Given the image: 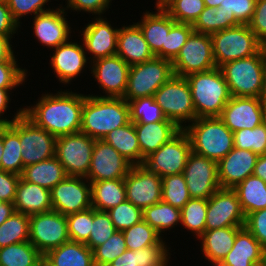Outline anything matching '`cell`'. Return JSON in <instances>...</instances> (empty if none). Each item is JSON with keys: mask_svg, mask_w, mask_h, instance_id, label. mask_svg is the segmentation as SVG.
Returning a JSON list of instances; mask_svg holds the SVG:
<instances>
[{"mask_svg": "<svg viewBox=\"0 0 266 266\" xmlns=\"http://www.w3.org/2000/svg\"><path fill=\"white\" fill-rule=\"evenodd\" d=\"M191 124L183 130L193 153L218 163L234 148V134L220 117H200Z\"/></svg>", "mask_w": 266, "mask_h": 266, "instance_id": "obj_4", "label": "cell"}, {"mask_svg": "<svg viewBox=\"0 0 266 266\" xmlns=\"http://www.w3.org/2000/svg\"><path fill=\"white\" fill-rule=\"evenodd\" d=\"M124 184L126 200L142 210L162 201V178L144 165H132Z\"/></svg>", "mask_w": 266, "mask_h": 266, "instance_id": "obj_15", "label": "cell"}, {"mask_svg": "<svg viewBox=\"0 0 266 266\" xmlns=\"http://www.w3.org/2000/svg\"><path fill=\"white\" fill-rule=\"evenodd\" d=\"M116 231L107 211H98L93 208V223H91L89 239L85 244L93 251L105 243Z\"/></svg>", "mask_w": 266, "mask_h": 266, "instance_id": "obj_47", "label": "cell"}, {"mask_svg": "<svg viewBox=\"0 0 266 266\" xmlns=\"http://www.w3.org/2000/svg\"><path fill=\"white\" fill-rule=\"evenodd\" d=\"M157 13L146 12L142 21L135 23L155 57L166 59V35L176 21L156 2Z\"/></svg>", "mask_w": 266, "mask_h": 266, "instance_id": "obj_22", "label": "cell"}, {"mask_svg": "<svg viewBox=\"0 0 266 266\" xmlns=\"http://www.w3.org/2000/svg\"><path fill=\"white\" fill-rule=\"evenodd\" d=\"M248 26L266 46V0H256L255 10Z\"/></svg>", "mask_w": 266, "mask_h": 266, "instance_id": "obj_56", "label": "cell"}, {"mask_svg": "<svg viewBox=\"0 0 266 266\" xmlns=\"http://www.w3.org/2000/svg\"><path fill=\"white\" fill-rule=\"evenodd\" d=\"M220 118L233 133L253 129L266 121V104L262 98L231 97Z\"/></svg>", "mask_w": 266, "mask_h": 266, "instance_id": "obj_18", "label": "cell"}, {"mask_svg": "<svg viewBox=\"0 0 266 266\" xmlns=\"http://www.w3.org/2000/svg\"><path fill=\"white\" fill-rule=\"evenodd\" d=\"M129 122V105L124 98L84 95L80 132L103 140L109 132Z\"/></svg>", "mask_w": 266, "mask_h": 266, "instance_id": "obj_2", "label": "cell"}, {"mask_svg": "<svg viewBox=\"0 0 266 266\" xmlns=\"http://www.w3.org/2000/svg\"><path fill=\"white\" fill-rule=\"evenodd\" d=\"M116 54L129 66L152 60L155 57L141 29L136 24L119 29Z\"/></svg>", "mask_w": 266, "mask_h": 266, "instance_id": "obj_26", "label": "cell"}, {"mask_svg": "<svg viewBox=\"0 0 266 266\" xmlns=\"http://www.w3.org/2000/svg\"><path fill=\"white\" fill-rule=\"evenodd\" d=\"M205 6L218 8L223 0H204Z\"/></svg>", "mask_w": 266, "mask_h": 266, "instance_id": "obj_66", "label": "cell"}, {"mask_svg": "<svg viewBox=\"0 0 266 266\" xmlns=\"http://www.w3.org/2000/svg\"><path fill=\"white\" fill-rule=\"evenodd\" d=\"M172 65L174 75L181 77L216 68L211 36L193 31Z\"/></svg>", "mask_w": 266, "mask_h": 266, "instance_id": "obj_11", "label": "cell"}, {"mask_svg": "<svg viewBox=\"0 0 266 266\" xmlns=\"http://www.w3.org/2000/svg\"><path fill=\"white\" fill-rule=\"evenodd\" d=\"M111 0H68L67 6L68 8H73L75 11H87L94 14L101 15L104 10H106L109 6Z\"/></svg>", "mask_w": 266, "mask_h": 266, "instance_id": "obj_59", "label": "cell"}, {"mask_svg": "<svg viewBox=\"0 0 266 266\" xmlns=\"http://www.w3.org/2000/svg\"><path fill=\"white\" fill-rule=\"evenodd\" d=\"M143 220L161 235L165 229H171L178 222L181 223V211L164 201H159L143 210Z\"/></svg>", "mask_w": 266, "mask_h": 266, "instance_id": "obj_39", "label": "cell"}, {"mask_svg": "<svg viewBox=\"0 0 266 266\" xmlns=\"http://www.w3.org/2000/svg\"><path fill=\"white\" fill-rule=\"evenodd\" d=\"M265 249L258 240L243 227L236 235L232 249L218 266L263 265Z\"/></svg>", "mask_w": 266, "mask_h": 266, "instance_id": "obj_27", "label": "cell"}, {"mask_svg": "<svg viewBox=\"0 0 266 266\" xmlns=\"http://www.w3.org/2000/svg\"><path fill=\"white\" fill-rule=\"evenodd\" d=\"M36 266H47L45 261L42 259Z\"/></svg>", "mask_w": 266, "mask_h": 266, "instance_id": "obj_69", "label": "cell"}, {"mask_svg": "<svg viewBox=\"0 0 266 266\" xmlns=\"http://www.w3.org/2000/svg\"><path fill=\"white\" fill-rule=\"evenodd\" d=\"M19 140L24 167L56 155L57 137L37 126L24 113L19 116Z\"/></svg>", "mask_w": 266, "mask_h": 266, "instance_id": "obj_13", "label": "cell"}, {"mask_svg": "<svg viewBox=\"0 0 266 266\" xmlns=\"http://www.w3.org/2000/svg\"><path fill=\"white\" fill-rule=\"evenodd\" d=\"M83 104L82 94L58 92L42 95L35 106L23 108V113L37 126L59 137L80 132Z\"/></svg>", "mask_w": 266, "mask_h": 266, "instance_id": "obj_1", "label": "cell"}, {"mask_svg": "<svg viewBox=\"0 0 266 266\" xmlns=\"http://www.w3.org/2000/svg\"><path fill=\"white\" fill-rule=\"evenodd\" d=\"M10 37L0 35V61H9L13 56Z\"/></svg>", "mask_w": 266, "mask_h": 266, "instance_id": "obj_63", "label": "cell"}, {"mask_svg": "<svg viewBox=\"0 0 266 266\" xmlns=\"http://www.w3.org/2000/svg\"><path fill=\"white\" fill-rule=\"evenodd\" d=\"M127 102L130 121L134 124H149L166 119L154 96L137 98Z\"/></svg>", "mask_w": 266, "mask_h": 266, "instance_id": "obj_42", "label": "cell"}, {"mask_svg": "<svg viewBox=\"0 0 266 266\" xmlns=\"http://www.w3.org/2000/svg\"><path fill=\"white\" fill-rule=\"evenodd\" d=\"M244 227L266 250V208L248 214L245 218Z\"/></svg>", "mask_w": 266, "mask_h": 266, "instance_id": "obj_55", "label": "cell"}, {"mask_svg": "<svg viewBox=\"0 0 266 266\" xmlns=\"http://www.w3.org/2000/svg\"><path fill=\"white\" fill-rule=\"evenodd\" d=\"M258 155L249 150L233 148L218 162V178L221 188L233 189L253 175Z\"/></svg>", "mask_w": 266, "mask_h": 266, "instance_id": "obj_21", "label": "cell"}, {"mask_svg": "<svg viewBox=\"0 0 266 266\" xmlns=\"http://www.w3.org/2000/svg\"><path fill=\"white\" fill-rule=\"evenodd\" d=\"M127 250L122 231H116L105 243L93 250L95 266H108Z\"/></svg>", "mask_w": 266, "mask_h": 266, "instance_id": "obj_48", "label": "cell"}, {"mask_svg": "<svg viewBox=\"0 0 266 266\" xmlns=\"http://www.w3.org/2000/svg\"><path fill=\"white\" fill-rule=\"evenodd\" d=\"M64 10L58 8L34 16V33L40 43L56 48L69 40L70 27Z\"/></svg>", "mask_w": 266, "mask_h": 266, "instance_id": "obj_24", "label": "cell"}, {"mask_svg": "<svg viewBox=\"0 0 266 266\" xmlns=\"http://www.w3.org/2000/svg\"><path fill=\"white\" fill-rule=\"evenodd\" d=\"M176 22L193 24L205 9L204 0H160L157 2Z\"/></svg>", "mask_w": 266, "mask_h": 266, "instance_id": "obj_41", "label": "cell"}, {"mask_svg": "<svg viewBox=\"0 0 266 266\" xmlns=\"http://www.w3.org/2000/svg\"><path fill=\"white\" fill-rule=\"evenodd\" d=\"M166 245H150L138 250H126L108 266H163L168 263Z\"/></svg>", "mask_w": 266, "mask_h": 266, "instance_id": "obj_36", "label": "cell"}, {"mask_svg": "<svg viewBox=\"0 0 266 266\" xmlns=\"http://www.w3.org/2000/svg\"><path fill=\"white\" fill-rule=\"evenodd\" d=\"M4 152V146L2 142V127L0 128V169H1V160Z\"/></svg>", "mask_w": 266, "mask_h": 266, "instance_id": "obj_68", "label": "cell"}, {"mask_svg": "<svg viewBox=\"0 0 266 266\" xmlns=\"http://www.w3.org/2000/svg\"><path fill=\"white\" fill-rule=\"evenodd\" d=\"M243 227H224L205 230L199 237L202 240V252L204 256L218 266L232 249L237 233Z\"/></svg>", "mask_w": 266, "mask_h": 266, "instance_id": "obj_31", "label": "cell"}, {"mask_svg": "<svg viewBox=\"0 0 266 266\" xmlns=\"http://www.w3.org/2000/svg\"><path fill=\"white\" fill-rule=\"evenodd\" d=\"M107 213L117 231H123L143 220V210L128 200L110 208Z\"/></svg>", "mask_w": 266, "mask_h": 266, "instance_id": "obj_49", "label": "cell"}, {"mask_svg": "<svg viewBox=\"0 0 266 266\" xmlns=\"http://www.w3.org/2000/svg\"><path fill=\"white\" fill-rule=\"evenodd\" d=\"M194 31L192 24L176 22L166 35V59L173 61Z\"/></svg>", "mask_w": 266, "mask_h": 266, "instance_id": "obj_51", "label": "cell"}, {"mask_svg": "<svg viewBox=\"0 0 266 266\" xmlns=\"http://www.w3.org/2000/svg\"><path fill=\"white\" fill-rule=\"evenodd\" d=\"M15 56L9 61H0V89H13L25 80L26 69L18 67Z\"/></svg>", "mask_w": 266, "mask_h": 266, "instance_id": "obj_53", "label": "cell"}, {"mask_svg": "<svg viewBox=\"0 0 266 266\" xmlns=\"http://www.w3.org/2000/svg\"><path fill=\"white\" fill-rule=\"evenodd\" d=\"M118 32L119 29L111 27L101 16L85 27L82 32L83 45L85 50L94 54L93 61L116 54Z\"/></svg>", "mask_w": 266, "mask_h": 266, "instance_id": "obj_23", "label": "cell"}, {"mask_svg": "<svg viewBox=\"0 0 266 266\" xmlns=\"http://www.w3.org/2000/svg\"><path fill=\"white\" fill-rule=\"evenodd\" d=\"M190 199L183 173L162 177V201L181 210Z\"/></svg>", "mask_w": 266, "mask_h": 266, "instance_id": "obj_45", "label": "cell"}, {"mask_svg": "<svg viewBox=\"0 0 266 266\" xmlns=\"http://www.w3.org/2000/svg\"><path fill=\"white\" fill-rule=\"evenodd\" d=\"M141 156L145 159L163 144L169 142L182 129L167 118L149 124H134Z\"/></svg>", "mask_w": 266, "mask_h": 266, "instance_id": "obj_28", "label": "cell"}, {"mask_svg": "<svg viewBox=\"0 0 266 266\" xmlns=\"http://www.w3.org/2000/svg\"><path fill=\"white\" fill-rule=\"evenodd\" d=\"M208 199L191 198L181 211V224L196 233L197 238L205 232Z\"/></svg>", "mask_w": 266, "mask_h": 266, "instance_id": "obj_43", "label": "cell"}, {"mask_svg": "<svg viewBox=\"0 0 266 266\" xmlns=\"http://www.w3.org/2000/svg\"><path fill=\"white\" fill-rule=\"evenodd\" d=\"M261 98L266 100V60H265V68H264V86Z\"/></svg>", "mask_w": 266, "mask_h": 266, "instance_id": "obj_67", "label": "cell"}, {"mask_svg": "<svg viewBox=\"0 0 266 266\" xmlns=\"http://www.w3.org/2000/svg\"><path fill=\"white\" fill-rule=\"evenodd\" d=\"M172 61L154 57L152 60L130 66L127 88L124 94L126 101L154 96L155 92L172 76Z\"/></svg>", "mask_w": 266, "mask_h": 266, "instance_id": "obj_7", "label": "cell"}, {"mask_svg": "<svg viewBox=\"0 0 266 266\" xmlns=\"http://www.w3.org/2000/svg\"><path fill=\"white\" fill-rule=\"evenodd\" d=\"M245 218L236 192L220 188L208 199L205 230L244 227Z\"/></svg>", "mask_w": 266, "mask_h": 266, "instance_id": "obj_14", "label": "cell"}, {"mask_svg": "<svg viewBox=\"0 0 266 266\" xmlns=\"http://www.w3.org/2000/svg\"><path fill=\"white\" fill-rule=\"evenodd\" d=\"M103 140L132 165H143L145 159L141 156L134 123L131 121L109 132Z\"/></svg>", "mask_w": 266, "mask_h": 266, "instance_id": "obj_33", "label": "cell"}, {"mask_svg": "<svg viewBox=\"0 0 266 266\" xmlns=\"http://www.w3.org/2000/svg\"><path fill=\"white\" fill-rule=\"evenodd\" d=\"M18 26L20 25L14 20L7 2L0 1V35L12 38L11 35L16 33Z\"/></svg>", "mask_w": 266, "mask_h": 266, "instance_id": "obj_60", "label": "cell"}, {"mask_svg": "<svg viewBox=\"0 0 266 266\" xmlns=\"http://www.w3.org/2000/svg\"><path fill=\"white\" fill-rule=\"evenodd\" d=\"M70 240L85 243L93 223V207L66 216Z\"/></svg>", "mask_w": 266, "mask_h": 266, "instance_id": "obj_50", "label": "cell"}, {"mask_svg": "<svg viewBox=\"0 0 266 266\" xmlns=\"http://www.w3.org/2000/svg\"><path fill=\"white\" fill-rule=\"evenodd\" d=\"M43 255L29 242L0 248V266H36Z\"/></svg>", "mask_w": 266, "mask_h": 266, "instance_id": "obj_38", "label": "cell"}, {"mask_svg": "<svg viewBox=\"0 0 266 266\" xmlns=\"http://www.w3.org/2000/svg\"><path fill=\"white\" fill-rule=\"evenodd\" d=\"M266 46L252 56L224 63L219 68L231 97L261 98L264 86Z\"/></svg>", "mask_w": 266, "mask_h": 266, "instance_id": "obj_5", "label": "cell"}, {"mask_svg": "<svg viewBox=\"0 0 266 266\" xmlns=\"http://www.w3.org/2000/svg\"><path fill=\"white\" fill-rule=\"evenodd\" d=\"M10 89H0V116L1 114H4L3 112L6 111L7 109V105L9 103V95H8V91ZM23 113V109H20L19 112L17 111L16 115L14 116V118L12 120H7V119H1L0 118V122L3 124H9L12 121L16 120L21 114Z\"/></svg>", "mask_w": 266, "mask_h": 266, "instance_id": "obj_62", "label": "cell"}, {"mask_svg": "<svg viewBox=\"0 0 266 266\" xmlns=\"http://www.w3.org/2000/svg\"><path fill=\"white\" fill-rule=\"evenodd\" d=\"M253 175L266 182V154L258 156Z\"/></svg>", "mask_w": 266, "mask_h": 266, "instance_id": "obj_64", "label": "cell"}, {"mask_svg": "<svg viewBox=\"0 0 266 266\" xmlns=\"http://www.w3.org/2000/svg\"><path fill=\"white\" fill-rule=\"evenodd\" d=\"M183 176L191 198L209 199L221 188L218 163L193 152L188 157Z\"/></svg>", "mask_w": 266, "mask_h": 266, "instance_id": "obj_16", "label": "cell"}, {"mask_svg": "<svg viewBox=\"0 0 266 266\" xmlns=\"http://www.w3.org/2000/svg\"><path fill=\"white\" fill-rule=\"evenodd\" d=\"M192 153L191 141L182 129L169 142L145 158L143 165L161 178L183 173L189 155Z\"/></svg>", "mask_w": 266, "mask_h": 266, "instance_id": "obj_12", "label": "cell"}, {"mask_svg": "<svg viewBox=\"0 0 266 266\" xmlns=\"http://www.w3.org/2000/svg\"><path fill=\"white\" fill-rule=\"evenodd\" d=\"M95 139L82 132L57 137L56 157L67 176L88 175Z\"/></svg>", "mask_w": 266, "mask_h": 266, "instance_id": "obj_10", "label": "cell"}, {"mask_svg": "<svg viewBox=\"0 0 266 266\" xmlns=\"http://www.w3.org/2000/svg\"><path fill=\"white\" fill-rule=\"evenodd\" d=\"M196 118L220 117L231 98L228 84L219 67L187 75Z\"/></svg>", "mask_w": 266, "mask_h": 266, "instance_id": "obj_3", "label": "cell"}, {"mask_svg": "<svg viewBox=\"0 0 266 266\" xmlns=\"http://www.w3.org/2000/svg\"><path fill=\"white\" fill-rule=\"evenodd\" d=\"M233 190L241 203L243 212L248 214L266 208V182L254 175L248 176Z\"/></svg>", "mask_w": 266, "mask_h": 266, "instance_id": "obj_37", "label": "cell"}, {"mask_svg": "<svg viewBox=\"0 0 266 266\" xmlns=\"http://www.w3.org/2000/svg\"><path fill=\"white\" fill-rule=\"evenodd\" d=\"M165 117L184 129L182 122L196 119L191 89L185 77L173 75L154 94Z\"/></svg>", "mask_w": 266, "mask_h": 266, "instance_id": "obj_8", "label": "cell"}, {"mask_svg": "<svg viewBox=\"0 0 266 266\" xmlns=\"http://www.w3.org/2000/svg\"><path fill=\"white\" fill-rule=\"evenodd\" d=\"M29 241V215L14 212L0 225V248Z\"/></svg>", "mask_w": 266, "mask_h": 266, "instance_id": "obj_40", "label": "cell"}, {"mask_svg": "<svg viewBox=\"0 0 266 266\" xmlns=\"http://www.w3.org/2000/svg\"><path fill=\"white\" fill-rule=\"evenodd\" d=\"M47 266H95L93 251L82 242L69 240L43 256Z\"/></svg>", "mask_w": 266, "mask_h": 266, "instance_id": "obj_30", "label": "cell"}, {"mask_svg": "<svg viewBox=\"0 0 266 266\" xmlns=\"http://www.w3.org/2000/svg\"><path fill=\"white\" fill-rule=\"evenodd\" d=\"M21 177L31 183L51 190L63 181L67 174L56 156L24 167Z\"/></svg>", "mask_w": 266, "mask_h": 266, "instance_id": "obj_32", "label": "cell"}, {"mask_svg": "<svg viewBox=\"0 0 266 266\" xmlns=\"http://www.w3.org/2000/svg\"><path fill=\"white\" fill-rule=\"evenodd\" d=\"M132 164L104 140H95L91 165L85 177L90 183L124 179Z\"/></svg>", "mask_w": 266, "mask_h": 266, "instance_id": "obj_19", "label": "cell"}, {"mask_svg": "<svg viewBox=\"0 0 266 266\" xmlns=\"http://www.w3.org/2000/svg\"><path fill=\"white\" fill-rule=\"evenodd\" d=\"M122 232L128 250L135 251L150 245H160L163 242L160 234L144 220Z\"/></svg>", "mask_w": 266, "mask_h": 266, "instance_id": "obj_44", "label": "cell"}, {"mask_svg": "<svg viewBox=\"0 0 266 266\" xmlns=\"http://www.w3.org/2000/svg\"><path fill=\"white\" fill-rule=\"evenodd\" d=\"M216 67L259 53L265 46L248 25H239L210 35Z\"/></svg>", "mask_w": 266, "mask_h": 266, "instance_id": "obj_6", "label": "cell"}, {"mask_svg": "<svg viewBox=\"0 0 266 266\" xmlns=\"http://www.w3.org/2000/svg\"><path fill=\"white\" fill-rule=\"evenodd\" d=\"M69 240L65 215L51 210L29 216V242L43 256Z\"/></svg>", "mask_w": 266, "mask_h": 266, "instance_id": "obj_9", "label": "cell"}, {"mask_svg": "<svg viewBox=\"0 0 266 266\" xmlns=\"http://www.w3.org/2000/svg\"><path fill=\"white\" fill-rule=\"evenodd\" d=\"M233 134L235 148L252 151L258 156L266 154V121L253 129H242Z\"/></svg>", "mask_w": 266, "mask_h": 266, "instance_id": "obj_46", "label": "cell"}, {"mask_svg": "<svg viewBox=\"0 0 266 266\" xmlns=\"http://www.w3.org/2000/svg\"><path fill=\"white\" fill-rule=\"evenodd\" d=\"M2 142L4 152L1 160V170L22 174L24 166L21 154V143L19 140V117L9 124L2 125Z\"/></svg>", "mask_w": 266, "mask_h": 266, "instance_id": "obj_34", "label": "cell"}, {"mask_svg": "<svg viewBox=\"0 0 266 266\" xmlns=\"http://www.w3.org/2000/svg\"><path fill=\"white\" fill-rule=\"evenodd\" d=\"M83 46L67 41L53 48L55 51L51 58V66L60 82L67 84L81 73L88 59Z\"/></svg>", "mask_w": 266, "mask_h": 266, "instance_id": "obj_25", "label": "cell"}, {"mask_svg": "<svg viewBox=\"0 0 266 266\" xmlns=\"http://www.w3.org/2000/svg\"><path fill=\"white\" fill-rule=\"evenodd\" d=\"M20 175L0 169V201L14 203Z\"/></svg>", "mask_w": 266, "mask_h": 266, "instance_id": "obj_58", "label": "cell"}, {"mask_svg": "<svg viewBox=\"0 0 266 266\" xmlns=\"http://www.w3.org/2000/svg\"><path fill=\"white\" fill-rule=\"evenodd\" d=\"M49 0H8L7 5L12 13L14 20L19 23V18L27 14H37L51 10L43 8Z\"/></svg>", "mask_w": 266, "mask_h": 266, "instance_id": "obj_54", "label": "cell"}, {"mask_svg": "<svg viewBox=\"0 0 266 266\" xmlns=\"http://www.w3.org/2000/svg\"><path fill=\"white\" fill-rule=\"evenodd\" d=\"M13 204L16 212L24 213L29 216L51 211L50 190L28 182L20 177Z\"/></svg>", "mask_w": 266, "mask_h": 266, "instance_id": "obj_29", "label": "cell"}, {"mask_svg": "<svg viewBox=\"0 0 266 266\" xmlns=\"http://www.w3.org/2000/svg\"><path fill=\"white\" fill-rule=\"evenodd\" d=\"M266 266V250L264 251L263 265Z\"/></svg>", "mask_w": 266, "mask_h": 266, "instance_id": "obj_70", "label": "cell"}, {"mask_svg": "<svg viewBox=\"0 0 266 266\" xmlns=\"http://www.w3.org/2000/svg\"><path fill=\"white\" fill-rule=\"evenodd\" d=\"M15 212L13 203L0 201V225Z\"/></svg>", "mask_w": 266, "mask_h": 266, "instance_id": "obj_65", "label": "cell"}, {"mask_svg": "<svg viewBox=\"0 0 266 266\" xmlns=\"http://www.w3.org/2000/svg\"><path fill=\"white\" fill-rule=\"evenodd\" d=\"M256 0H223L220 12L234 14L240 25H248L255 10Z\"/></svg>", "mask_w": 266, "mask_h": 266, "instance_id": "obj_52", "label": "cell"}, {"mask_svg": "<svg viewBox=\"0 0 266 266\" xmlns=\"http://www.w3.org/2000/svg\"><path fill=\"white\" fill-rule=\"evenodd\" d=\"M195 32L211 35L218 32V18L215 7L206 6L192 24Z\"/></svg>", "mask_w": 266, "mask_h": 266, "instance_id": "obj_57", "label": "cell"}, {"mask_svg": "<svg viewBox=\"0 0 266 266\" xmlns=\"http://www.w3.org/2000/svg\"><path fill=\"white\" fill-rule=\"evenodd\" d=\"M83 179L86 180L85 177L67 176L54 186L50 190L52 210L67 216L91 208V184Z\"/></svg>", "mask_w": 266, "mask_h": 266, "instance_id": "obj_17", "label": "cell"}, {"mask_svg": "<svg viewBox=\"0 0 266 266\" xmlns=\"http://www.w3.org/2000/svg\"><path fill=\"white\" fill-rule=\"evenodd\" d=\"M92 72L100 88L108 95L100 97L123 98L130 66L117 54L93 61Z\"/></svg>", "mask_w": 266, "mask_h": 266, "instance_id": "obj_20", "label": "cell"}, {"mask_svg": "<svg viewBox=\"0 0 266 266\" xmlns=\"http://www.w3.org/2000/svg\"><path fill=\"white\" fill-rule=\"evenodd\" d=\"M91 184V205L95 210L108 211L126 200L124 179L102 180Z\"/></svg>", "mask_w": 266, "mask_h": 266, "instance_id": "obj_35", "label": "cell"}, {"mask_svg": "<svg viewBox=\"0 0 266 266\" xmlns=\"http://www.w3.org/2000/svg\"><path fill=\"white\" fill-rule=\"evenodd\" d=\"M216 15L218 18V31L239 26L234 14L220 12V7L216 8Z\"/></svg>", "mask_w": 266, "mask_h": 266, "instance_id": "obj_61", "label": "cell"}]
</instances>
